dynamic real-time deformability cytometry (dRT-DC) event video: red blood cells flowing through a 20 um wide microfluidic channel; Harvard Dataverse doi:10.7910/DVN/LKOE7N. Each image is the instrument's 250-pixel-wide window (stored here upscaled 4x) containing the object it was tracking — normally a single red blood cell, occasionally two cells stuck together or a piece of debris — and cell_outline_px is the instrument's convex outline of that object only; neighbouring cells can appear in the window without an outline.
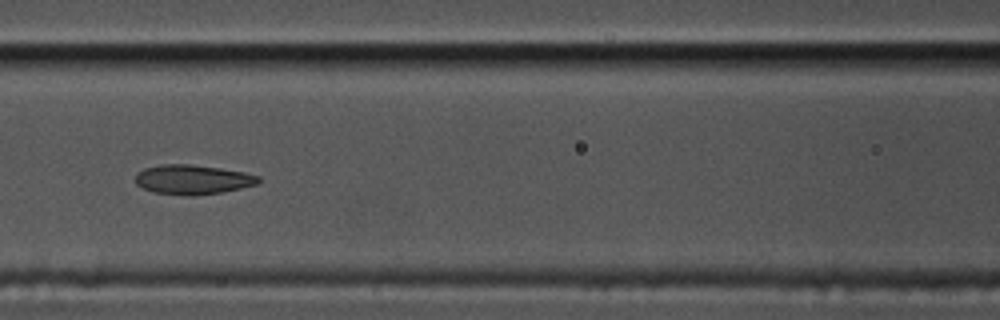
{"species": "common noctule bat (a hibernating species)", "species_latin": "Nyctalus noctula", "temperature_condition": "cold", "stored_images_in_passage": 36, "camera_frame_rate_fps": 3000, "um_per_image_px": 0.085, "animal": {"sex": "male", "body_mass_g": 17.5, "forearm_length_mm": 52.3}, "frame": {"image": 1, "passage_image": 11, "time_ms": 3.333, "image_size_px": [1000, 320], "cell_outline_px": [[260, 180], [256, 184], [240, 188], [220, 192], [192, 196], [152, 192], [136, 184], [136, 172], [144, 168], [160, 164], [188, 164], [220, 168], [244, 172], [260, 176]], "centroid_in_image_um": [16.35, 15.25], "position_along_channel_um": 150.3, "area_um2": 21.1}}
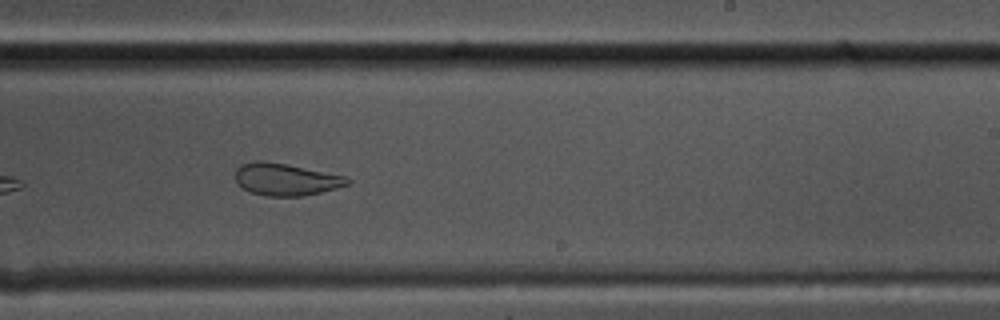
{"frame": {"image": 2, "passage_image": 21, "time_ms": 6.667, "image_size_px": [1000, 320], "cell_outline_px": [[352, 180], [348, 184], [336, 188], [320, 192], [300, 196], [264, 196], [248, 192], [236, 184], [236, 168], [240, 164], [256, 160], [264, 160], [288, 164], [344, 176]], "centroid_in_image_um": [24.22, 15.24], "position_along_channel_um": 264.8, "area_um2": 21.15}, "authors_computed_cell_mechanics": {"area_um2": 21.4727, "velocity_mm_per_s": 3.4479, "shape_relaxation_time_tau1_ms": null, "shape_relaxation_time_tau2_ms": 1.2531, "deformation_change_tau1": null, "deformation_change_tau2": 0.0598}}